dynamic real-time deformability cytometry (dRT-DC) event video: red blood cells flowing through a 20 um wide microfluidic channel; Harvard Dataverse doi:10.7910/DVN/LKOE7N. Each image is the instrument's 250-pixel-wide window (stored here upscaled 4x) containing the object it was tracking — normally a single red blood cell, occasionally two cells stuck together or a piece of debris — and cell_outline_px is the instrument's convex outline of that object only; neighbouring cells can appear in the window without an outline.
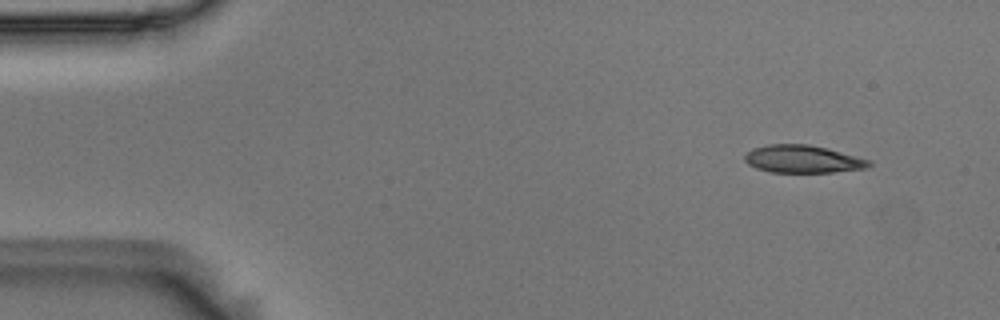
{"species": "Egyptian fruit bat (a non-hibernating species)", "species_latin": "Rousettus aegyptiacus", "temperature_condition": "room temperature", "stored_images_in_passage": 3, "camera_frame_rate_fps": 3000, "um_per_image_px": 0.085, "animal": {"sex": "male"}, "frame": {"image": 1, "passage_image": 1, "time_ms": 0.0, "image_size_px": [1000, 320], "cell_outline_px": [[872, 164], [864, 168], [832, 172], [772, 172], [756, 168], [748, 164], [744, 160], [744, 156], [752, 148], [768, 144], [808, 144], [828, 148], [872, 160]], "centroid_in_image_um": [68.23, 13.51], "position_along_channel_um": 16.8, "area_um2": 20.06}}